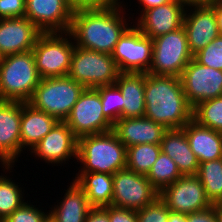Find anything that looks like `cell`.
<instances>
[{"mask_svg":"<svg viewBox=\"0 0 222 222\" xmlns=\"http://www.w3.org/2000/svg\"><path fill=\"white\" fill-rule=\"evenodd\" d=\"M124 5L74 10L68 32L75 46L112 54L119 38L131 25L126 21Z\"/></svg>","mask_w":222,"mask_h":222,"instance_id":"obj_1","label":"cell"},{"mask_svg":"<svg viewBox=\"0 0 222 222\" xmlns=\"http://www.w3.org/2000/svg\"><path fill=\"white\" fill-rule=\"evenodd\" d=\"M144 117L167 129L183 128L193 119L180 77L145 73Z\"/></svg>","mask_w":222,"mask_h":222,"instance_id":"obj_2","label":"cell"},{"mask_svg":"<svg viewBox=\"0 0 222 222\" xmlns=\"http://www.w3.org/2000/svg\"><path fill=\"white\" fill-rule=\"evenodd\" d=\"M126 146L113 131L78 138V172H98L114 175L126 168Z\"/></svg>","mask_w":222,"mask_h":222,"instance_id":"obj_3","label":"cell"},{"mask_svg":"<svg viewBox=\"0 0 222 222\" xmlns=\"http://www.w3.org/2000/svg\"><path fill=\"white\" fill-rule=\"evenodd\" d=\"M40 77L32 50L0 60V101L28 102Z\"/></svg>","mask_w":222,"mask_h":222,"instance_id":"obj_4","label":"cell"},{"mask_svg":"<svg viewBox=\"0 0 222 222\" xmlns=\"http://www.w3.org/2000/svg\"><path fill=\"white\" fill-rule=\"evenodd\" d=\"M84 89L68 76L42 78L27 103L64 122Z\"/></svg>","mask_w":222,"mask_h":222,"instance_id":"obj_5","label":"cell"},{"mask_svg":"<svg viewBox=\"0 0 222 222\" xmlns=\"http://www.w3.org/2000/svg\"><path fill=\"white\" fill-rule=\"evenodd\" d=\"M74 48L69 32L41 33L32 49L40 77L67 76Z\"/></svg>","mask_w":222,"mask_h":222,"instance_id":"obj_6","label":"cell"},{"mask_svg":"<svg viewBox=\"0 0 222 222\" xmlns=\"http://www.w3.org/2000/svg\"><path fill=\"white\" fill-rule=\"evenodd\" d=\"M119 74L111 54L75 46L67 76L85 88L113 85Z\"/></svg>","mask_w":222,"mask_h":222,"instance_id":"obj_7","label":"cell"},{"mask_svg":"<svg viewBox=\"0 0 222 222\" xmlns=\"http://www.w3.org/2000/svg\"><path fill=\"white\" fill-rule=\"evenodd\" d=\"M152 63L148 73L180 77L193 59L184 27L152 39Z\"/></svg>","mask_w":222,"mask_h":222,"instance_id":"obj_8","label":"cell"},{"mask_svg":"<svg viewBox=\"0 0 222 222\" xmlns=\"http://www.w3.org/2000/svg\"><path fill=\"white\" fill-rule=\"evenodd\" d=\"M79 138L113 130V124L104 116L100 94L96 88H85L64 121Z\"/></svg>","mask_w":222,"mask_h":222,"instance_id":"obj_9","label":"cell"},{"mask_svg":"<svg viewBox=\"0 0 222 222\" xmlns=\"http://www.w3.org/2000/svg\"><path fill=\"white\" fill-rule=\"evenodd\" d=\"M157 190L146 175L138 174L128 168L113 175L112 206L140 210L159 198Z\"/></svg>","mask_w":222,"mask_h":222,"instance_id":"obj_10","label":"cell"},{"mask_svg":"<svg viewBox=\"0 0 222 222\" xmlns=\"http://www.w3.org/2000/svg\"><path fill=\"white\" fill-rule=\"evenodd\" d=\"M152 54V39L133 23L119 38L111 55L120 72L148 73Z\"/></svg>","mask_w":222,"mask_h":222,"instance_id":"obj_11","label":"cell"},{"mask_svg":"<svg viewBox=\"0 0 222 222\" xmlns=\"http://www.w3.org/2000/svg\"><path fill=\"white\" fill-rule=\"evenodd\" d=\"M159 198L175 213L189 214L212 206L197 175H183L164 187Z\"/></svg>","mask_w":222,"mask_h":222,"instance_id":"obj_12","label":"cell"},{"mask_svg":"<svg viewBox=\"0 0 222 222\" xmlns=\"http://www.w3.org/2000/svg\"><path fill=\"white\" fill-rule=\"evenodd\" d=\"M188 103H198L222 96V70L199 64L192 59L180 76Z\"/></svg>","mask_w":222,"mask_h":222,"instance_id":"obj_13","label":"cell"},{"mask_svg":"<svg viewBox=\"0 0 222 222\" xmlns=\"http://www.w3.org/2000/svg\"><path fill=\"white\" fill-rule=\"evenodd\" d=\"M20 124L21 102L0 101V164L5 173L14 168L21 154Z\"/></svg>","mask_w":222,"mask_h":222,"instance_id":"obj_14","label":"cell"},{"mask_svg":"<svg viewBox=\"0 0 222 222\" xmlns=\"http://www.w3.org/2000/svg\"><path fill=\"white\" fill-rule=\"evenodd\" d=\"M78 138L65 122L59 121L41 141L36 144L30 154L46 162L62 166L69 159L77 160ZM72 157V158H71Z\"/></svg>","mask_w":222,"mask_h":222,"instance_id":"obj_15","label":"cell"},{"mask_svg":"<svg viewBox=\"0 0 222 222\" xmlns=\"http://www.w3.org/2000/svg\"><path fill=\"white\" fill-rule=\"evenodd\" d=\"M74 9L67 0H26L25 16L42 32H68Z\"/></svg>","mask_w":222,"mask_h":222,"instance_id":"obj_16","label":"cell"},{"mask_svg":"<svg viewBox=\"0 0 222 222\" xmlns=\"http://www.w3.org/2000/svg\"><path fill=\"white\" fill-rule=\"evenodd\" d=\"M183 27L192 55L205 48L220 35L214 7L210 3L187 6Z\"/></svg>","mask_w":222,"mask_h":222,"instance_id":"obj_17","label":"cell"},{"mask_svg":"<svg viewBox=\"0 0 222 222\" xmlns=\"http://www.w3.org/2000/svg\"><path fill=\"white\" fill-rule=\"evenodd\" d=\"M185 10L184 4L170 0L166 4L144 10L133 23L144 35L154 39L181 28Z\"/></svg>","mask_w":222,"mask_h":222,"instance_id":"obj_18","label":"cell"},{"mask_svg":"<svg viewBox=\"0 0 222 222\" xmlns=\"http://www.w3.org/2000/svg\"><path fill=\"white\" fill-rule=\"evenodd\" d=\"M41 33L26 16L0 19L1 56L31 51Z\"/></svg>","mask_w":222,"mask_h":222,"instance_id":"obj_19","label":"cell"},{"mask_svg":"<svg viewBox=\"0 0 222 222\" xmlns=\"http://www.w3.org/2000/svg\"><path fill=\"white\" fill-rule=\"evenodd\" d=\"M168 129L146 117L121 118L113 124V132L126 148L139 144H160Z\"/></svg>","mask_w":222,"mask_h":222,"instance_id":"obj_20","label":"cell"},{"mask_svg":"<svg viewBox=\"0 0 222 222\" xmlns=\"http://www.w3.org/2000/svg\"><path fill=\"white\" fill-rule=\"evenodd\" d=\"M58 122L52 115L33 108L27 102H21V153L26 148L30 151Z\"/></svg>","mask_w":222,"mask_h":222,"instance_id":"obj_21","label":"cell"},{"mask_svg":"<svg viewBox=\"0 0 222 222\" xmlns=\"http://www.w3.org/2000/svg\"><path fill=\"white\" fill-rule=\"evenodd\" d=\"M190 148L199 163L222 158V133L199 125L193 119L184 127Z\"/></svg>","mask_w":222,"mask_h":222,"instance_id":"obj_22","label":"cell"},{"mask_svg":"<svg viewBox=\"0 0 222 222\" xmlns=\"http://www.w3.org/2000/svg\"><path fill=\"white\" fill-rule=\"evenodd\" d=\"M160 146L161 151L174 160L182 175H197L200 163L190 148L183 128L168 129Z\"/></svg>","mask_w":222,"mask_h":222,"instance_id":"obj_23","label":"cell"},{"mask_svg":"<svg viewBox=\"0 0 222 222\" xmlns=\"http://www.w3.org/2000/svg\"><path fill=\"white\" fill-rule=\"evenodd\" d=\"M122 94V118L145 115V73L120 72L114 83Z\"/></svg>","mask_w":222,"mask_h":222,"instance_id":"obj_24","label":"cell"},{"mask_svg":"<svg viewBox=\"0 0 222 222\" xmlns=\"http://www.w3.org/2000/svg\"><path fill=\"white\" fill-rule=\"evenodd\" d=\"M70 184L61 198L63 200L51 207L49 214L56 222H85L92 206L76 182L73 181Z\"/></svg>","mask_w":222,"mask_h":222,"instance_id":"obj_25","label":"cell"},{"mask_svg":"<svg viewBox=\"0 0 222 222\" xmlns=\"http://www.w3.org/2000/svg\"><path fill=\"white\" fill-rule=\"evenodd\" d=\"M73 181L84 191L92 207H106L112 203L113 175L98 172H78Z\"/></svg>","mask_w":222,"mask_h":222,"instance_id":"obj_26","label":"cell"},{"mask_svg":"<svg viewBox=\"0 0 222 222\" xmlns=\"http://www.w3.org/2000/svg\"><path fill=\"white\" fill-rule=\"evenodd\" d=\"M197 176L212 205L222 200V158L199 164Z\"/></svg>","mask_w":222,"mask_h":222,"instance_id":"obj_27","label":"cell"},{"mask_svg":"<svg viewBox=\"0 0 222 222\" xmlns=\"http://www.w3.org/2000/svg\"><path fill=\"white\" fill-rule=\"evenodd\" d=\"M161 152L160 144H139L127 148L126 168L147 175Z\"/></svg>","mask_w":222,"mask_h":222,"instance_id":"obj_28","label":"cell"},{"mask_svg":"<svg viewBox=\"0 0 222 222\" xmlns=\"http://www.w3.org/2000/svg\"><path fill=\"white\" fill-rule=\"evenodd\" d=\"M182 176L174 160L162 151L146 175L150 183L159 191Z\"/></svg>","mask_w":222,"mask_h":222,"instance_id":"obj_29","label":"cell"},{"mask_svg":"<svg viewBox=\"0 0 222 222\" xmlns=\"http://www.w3.org/2000/svg\"><path fill=\"white\" fill-rule=\"evenodd\" d=\"M8 177L0 175V219L5 220L12 212L25 203L24 190ZM23 191V192H22Z\"/></svg>","mask_w":222,"mask_h":222,"instance_id":"obj_30","label":"cell"},{"mask_svg":"<svg viewBox=\"0 0 222 222\" xmlns=\"http://www.w3.org/2000/svg\"><path fill=\"white\" fill-rule=\"evenodd\" d=\"M193 120L222 133V96L198 103L193 108Z\"/></svg>","mask_w":222,"mask_h":222,"instance_id":"obj_31","label":"cell"},{"mask_svg":"<svg viewBox=\"0 0 222 222\" xmlns=\"http://www.w3.org/2000/svg\"><path fill=\"white\" fill-rule=\"evenodd\" d=\"M96 89L100 94L104 116L114 124L122 118L123 104L120 89L115 84L99 86Z\"/></svg>","mask_w":222,"mask_h":222,"instance_id":"obj_32","label":"cell"},{"mask_svg":"<svg viewBox=\"0 0 222 222\" xmlns=\"http://www.w3.org/2000/svg\"><path fill=\"white\" fill-rule=\"evenodd\" d=\"M193 59L199 64L222 70V35L194 54Z\"/></svg>","mask_w":222,"mask_h":222,"instance_id":"obj_33","label":"cell"},{"mask_svg":"<svg viewBox=\"0 0 222 222\" xmlns=\"http://www.w3.org/2000/svg\"><path fill=\"white\" fill-rule=\"evenodd\" d=\"M35 206L27 201L2 222H44L49 213Z\"/></svg>","mask_w":222,"mask_h":222,"instance_id":"obj_34","label":"cell"},{"mask_svg":"<svg viewBox=\"0 0 222 222\" xmlns=\"http://www.w3.org/2000/svg\"><path fill=\"white\" fill-rule=\"evenodd\" d=\"M169 212L165 203L158 198L155 202L137 210L138 222H168Z\"/></svg>","mask_w":222,"mask_h":222,"instance_id":"obj_35","label":"cell"},{"mask_svg":"<svg viewBox=\"0 0 222 222\" xmlns=\"http://www.w3.org/2000/svg\"><path fill=\"white\" fill-rule=\"evenodd\" d=\"M26 0H0V19L24 17Z\"/></svg>","mask_w":222,"mask_h":222,"instance_id":"obj_36","label":"cell"},{"mask_svg":"<svg viewBox=\"0 0 222 222\" xmlns=\"http://www.w3.org/2000/svg\"><path fill=\"white\" fill-rule=\"evenodd\" d=\"M109 220L110 222H138L137 211L110 205Z\"/></svg>","mask_w":222,"mask_h":222,"instance_id":"obj_37","label":"cell"},{"mask_svg":"<svg viewBox=\"0 0 222 222\" xmlns=\"http://www.w3.org/2000/svg\"><path fill=\"white\" fill-rule=\"evenodd\" d=\"M68 4L74 9L83 8H105L116 6L122 1L120 0H67Z\"/></svg>","mask_w":222,"mask_h":222,"instance_id":"obj_38","label":"cell"},{"mask_svg":"<svg viewBox=\"0 0 222 222\" xmlns=\"http://www.w3.org/2000/svg\"><path fill=\"white\" fill-rule=\"evenodd\" d=\"M187 222H217L215 205L209 208L186 214Z\"/></svg>","mask_w":222,"mask_h":222,"instance_id":"obj_39","label":"cell"},{"mask_svg":"<svg viewBox=\"0 0 222 222\" xmlns=\"http://www.w3.org/2000/svg\"><path fill=\"white\" fill-rule=\"evenodd\" d=\"M85 222H110L109 206L92 207L86 216Z\"/></svg>","mask_w":222,"mask_h":222,"instance_id":"obj_40","label":"cell"},{"mask_svg":"<svg viewBox=\"0 0 222 222\" xmlns=\"http://www.w3.org/2000/svg\"><path fill=\"white\" fill-rule=\"evenodd\" d=\"M210 4L214 7V13L217 20V26L220 35H222V2L217 0H212Z\"/></svg>","mask_w":222,"mask_h":222,"instance_id":"obj_41","label":"cell"},{"mask_svg":"<svg viewBox=\"0 0 222 222\" xmlns=\"http://www.w3.org/2000/svg\"><path fill=\"white\" fill-rule=\"evenodd\" d=\"M168 1H170V0H138V2H139L138 4L143 6V8L142 7L140 8V5L138 7H139V9H142L140 11V13H142L146 9H150L153 7H157L159 5L166 4Z\"/></svg>","mask_w":222,"mask_h":222,"instance_id":"obj_42","label":"cell"},{"mask_svg":"<svg viewBox=\"0 0 222 222\" xmlns=\"http://www.w3.org/2000/svg\"><path fill=\"white\" fill-rule=\"evenodd\" d=\"M168 222H187L186 215L170 211L168 216Z\"/></svg>","mask_w":222,"mask_h":222,"instance_id":"obj_43","label":"cell"},{"mask_svg":"<svg viewBox=\"0 0 222 222\" xmlns=\"http://www.w3.org/2000/svg\"><path fill=\"white\" fill-rule=\"evenodd\" d=\"M186 7L191 5H199V4H209L212 0H176Z\"/></svg>","mask_w":222,"mask_h":222,"instance_id":"obj_44","label":"cell"},{"mask_svg":"<svg viewBox=\"0 0 222 222\" xmlns=\"http://www.w3.org/2000/svg\"><path fill=\"white\" fill-rule=\"evenodd\" d=\"M215 215L217 222H222V209L217 204H215Z\"/></svg>","mask_w":222,"mask_h":222,"instance_id":"obj_45","label":"cell"},{"mask_svg":"<svg viewBox=\"0 0 222 222\" xmlns=\"http://www.w3.org/2000/svg\"><path fill=\"white\" fill-rule=\"evenodd\" d=\"M44 222H56L53 217H51V215L49 214L46 219L44 220Z\"/></svg>","mask_w":222,"mask_h":222,"instance_id":"obj_46","label":"cell"},{"mask_svg":"<svg viewBox=\"0 0 222 222\" xmlns=\"http://www.w3.org/2000/svg\"><path fill=\"white\" fill-rule=\"evenodd\" d=\"M217 205L222 209V200Z\"/></svg>","mask_w":222,"mask_h":222,"instance_id":"obj_47","label":"cell"}]
</instances>
